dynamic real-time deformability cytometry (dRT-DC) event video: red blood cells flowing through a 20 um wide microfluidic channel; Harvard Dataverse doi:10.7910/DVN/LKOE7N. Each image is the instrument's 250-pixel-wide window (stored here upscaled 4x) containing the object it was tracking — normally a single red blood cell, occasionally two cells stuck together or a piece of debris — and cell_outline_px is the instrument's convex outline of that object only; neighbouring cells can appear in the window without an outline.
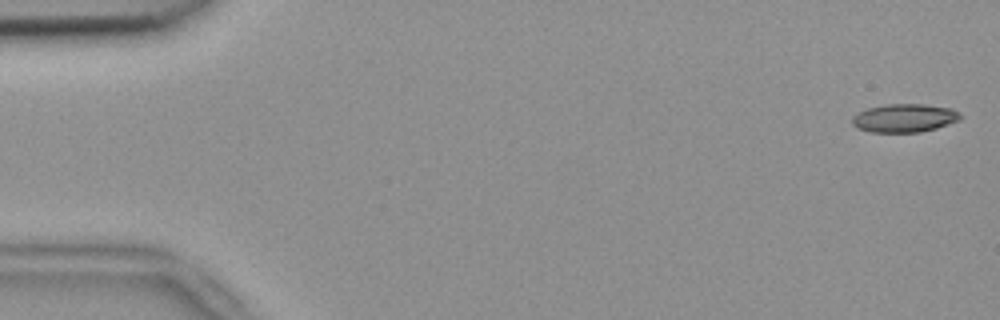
{"species": "common noctule bat (a hibernating species)", "species_latin": "Nyctalus noctula", "temperature_condition": "room temperature", "stored_images_in_passage": 53, "camera_frame_rate_fps": 3000, "um_per_image_px": 0.085, "animal": {"sex": "female", "body_mass_g": 18.4}, "frame": {"image": 1, "passage_image": 1, "time_ms": 0.0, "image_size_px": [1000, 320], "cell_outline_px": [[960, 120], [936, 128], [920, 132], [872, 132], [856, 128], [852, 124], [852, 116], [868, 108], [888, 104], [924, 104], [952, 108], [960, 112]], "centroid_in_image_um": [76.88, 10.03], "position_along_channel_um": 8.1, "area_um2": 17.86}}
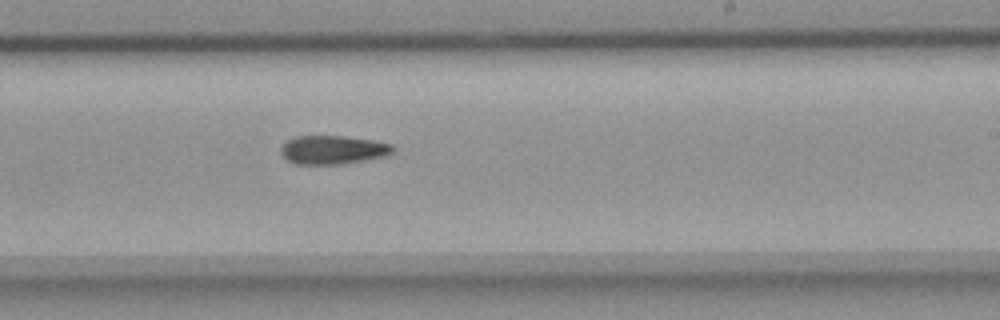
{"frame": {"image": 2, "passage_image": 32, "time_ms": 10.333, "image_size_px": [1000, 320], "cell_outline_px": [[396, 148], [392, 152], [384, 156], [340, 164], [296, 164], [288, 160], [280, 152], [280, 148], [288, 140], [296, 136], [344, 136], [372, 140], [392, 144]], "centroid_in_image_um": [28.29, 12.73], "position_along_channel_um": 260.7, "area_um2": 18.5}}
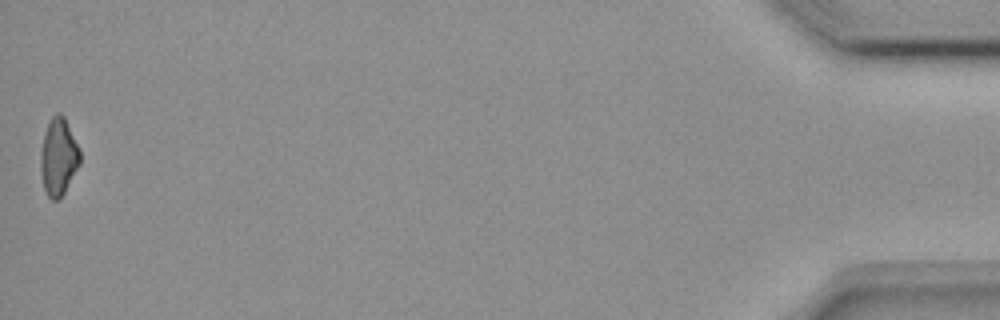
{"frame": {"image": 3, "passage_image": 53, "time_ms": 17.333, "image_size_px": [1000, 320], "cell_outline_px": [[80, 164], [64, 192], [56, 200], [52, 200], [48, 196], [44, 188], [40, 172], [40, 156], [44, 132], [48, 120], [56, 112], [60, 112], [64, 116], [80, 148]], "centroid_in_image_um": [4.96, 13.28], "position_along_channel_um": 430.2, "area_um2": 17.86}}